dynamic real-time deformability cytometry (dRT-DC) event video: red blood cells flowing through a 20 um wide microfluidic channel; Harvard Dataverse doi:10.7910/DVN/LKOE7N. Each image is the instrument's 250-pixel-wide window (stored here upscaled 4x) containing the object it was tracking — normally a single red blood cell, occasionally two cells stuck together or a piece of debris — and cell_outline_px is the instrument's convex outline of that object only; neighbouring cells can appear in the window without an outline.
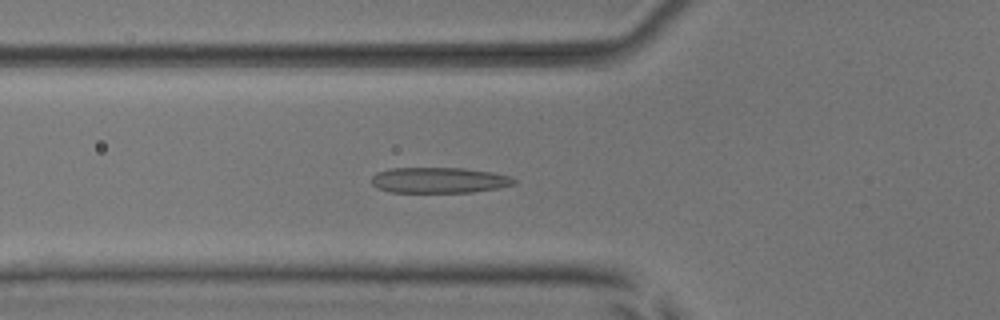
{"species": "common noctule bat (a hibernating species)", "species_latin": "Nyctalus noctula", "temperature_condition": "room temperature", "stored_images_in_passage": 46, "camera_frame_rate_fps": 3000, "um_per_image_px": 0.085, "animal": {"sex": "male", "body_mass_g": 17.9, "forearm_length_mm": 54.2}, "frame": {"image": 1, "passage_image": 12, "time_ms": 3.667, "image_size_px": [1000, 320], "cell_outline_px": [[516, 184], [496, 188], [472, 192], [392, 192], [376, 188], [372, 184], [372, 176], [376, 172], [392, 168], [464, 168], [492, 172], [508, 176], [516, 180]], "centroid_in_image_um": [37.3, 15.31], "position_along_channel_um": 88.5, "area_um2": 21.27}}
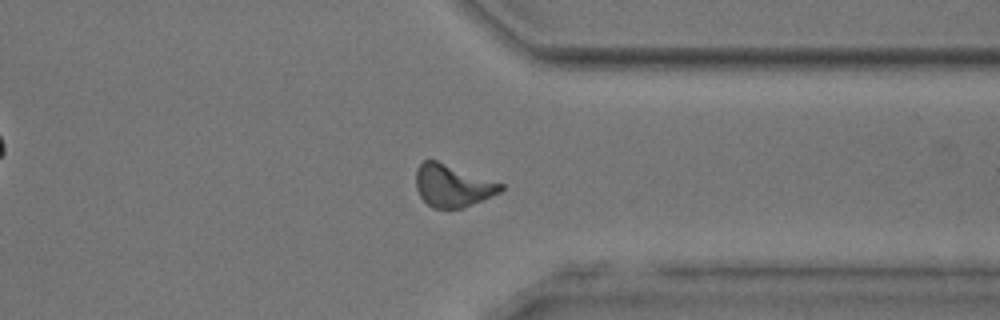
{"frame": {"image": 2, "passage_image": 34, "time_ms": 11.0, "image_size_px": [1000, 320], "cell_outline_px": [[504, 188], [500, 192], [464, 208], [432, 208], [420, 196], [416, 188], [416, 168], [424, 160], [436, 160], [504, 184]], "centroid_in_image_um": [38.45, 15.78], "position_along_channel_um": 372.9, "area_um2": 20.81}}
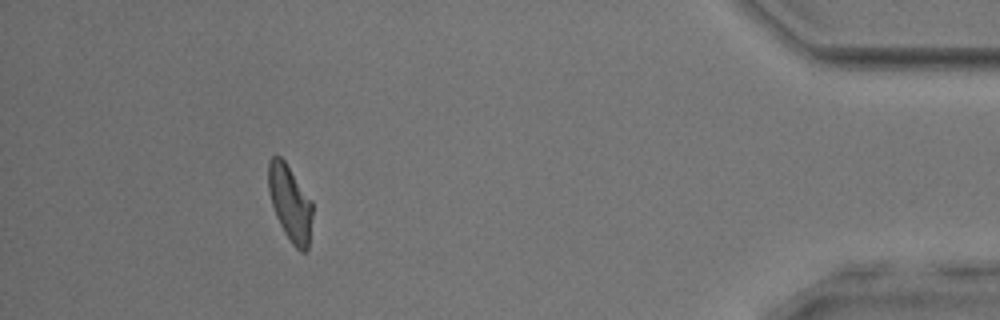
{"frame": {"image": 3, "passage_image": 41, "time_ms": 13.333, "image_size_px": [1000, 320], "cell_outline_px": [[312, 216], [308, 248], [304, 252], [300, 252], [292, 244], [284, 232], [276, 216], [268, 192], [268, 160], [272, 156], [280, 156], [284, 160], [312, 200]], "centroid_in_image_um": [24.65, 17.25], "position_along_channel_um": 410.6, "area_um2": 19.48}, "authors_computed_cell_mechanics": {"area_um2": 20.6346, "velocity_mm_per_s": 3.9029, "shape_relaxation_time_tau1_ms": 5.95, "shape_relaxation_time_tau2_ms": 1.5654, "deformation_change_tau1": 0.192, "deformation_change_tau2": 0.1041}}